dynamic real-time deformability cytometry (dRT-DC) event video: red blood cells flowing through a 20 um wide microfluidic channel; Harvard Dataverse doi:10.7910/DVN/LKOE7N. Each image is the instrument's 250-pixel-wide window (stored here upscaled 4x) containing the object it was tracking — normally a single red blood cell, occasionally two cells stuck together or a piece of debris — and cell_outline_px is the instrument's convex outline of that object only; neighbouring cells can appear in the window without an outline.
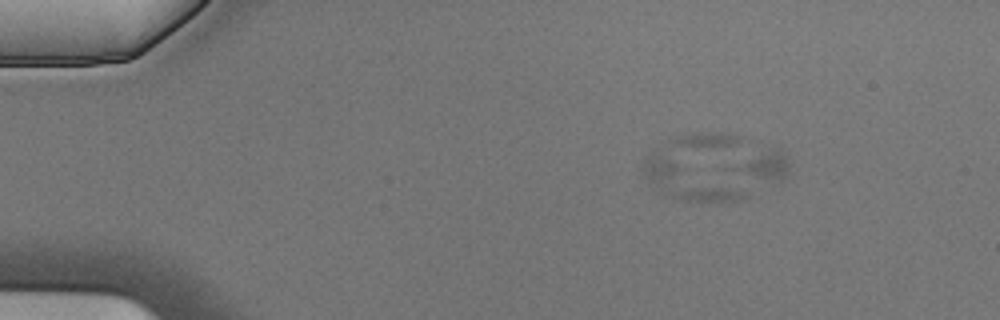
{"species": "Egyptian fruit bat (a non-hibernating species)", "species_latin": "Rousettus aegyptiacus", "temperature_condition": "cold", "stored_images_in_passage": 3, "camera_frame_rate_fps": 3000, "um_per_image_px": 0.085, "animal": {"sex": "male"}, "frame": {"image": 1, "passage_image": 1, "time_ms": 0.0, "image_size_px": [1000, 320], "cell_outline_px": [[788, 172], [780, 184], [724, 172], [716, 168], [768, 148], [780, 148], [788, 156]], "centroid_in_image_um": [64.68, 14.1], "position_along_channel_um": 20.3, "area_um2": 11.16}}